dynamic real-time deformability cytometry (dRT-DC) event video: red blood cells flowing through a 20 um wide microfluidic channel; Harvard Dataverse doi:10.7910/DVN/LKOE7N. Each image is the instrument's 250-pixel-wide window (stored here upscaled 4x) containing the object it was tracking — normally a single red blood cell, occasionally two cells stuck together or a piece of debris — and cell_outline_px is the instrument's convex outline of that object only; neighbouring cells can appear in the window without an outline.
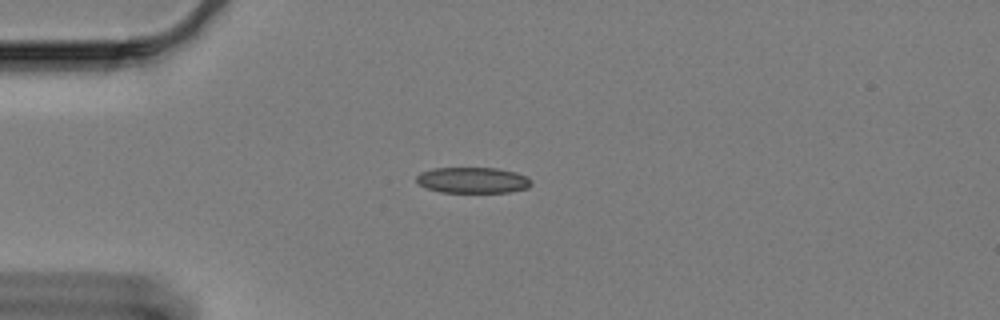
{"species": "Egyptian fruit bat (a non-hibernating species)", "species_latin": "Rousettus aegyptiacus", "temperature_condition": "cold", "stored_images_in_passage": 42, "camera_frame_rate_fps": 3000, "um_per_image_px": 0.085, "animal": {"sex": "female"}, "frame": {"image": 1, "passage_image": 1, "time_ms": 0.0, "image_size_px": [1000, 320], "cell_outline_px": [[532, 184], [528, 188], [508, 192], [440, 192], [428, 188], [420, 184], [416, 180], [416, 176], [420, 172], [432, 168], [496, 168], [516, 172], [528, 176], [532, 180]], "centroid_in_image_um": [40.21, 15.31], "position_along_channel_um": 44.8, "area_um2": 17.4}}
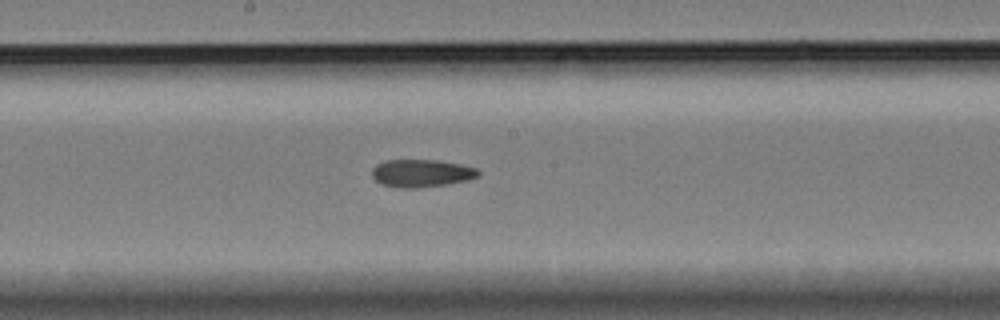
{"frame": {"image": 2, "passage_image": 18, "time_ms": 5.667, "image_size_px": [1000, 320], "cell_outline_px": [[480, 176], [468, 180], [444, 184], [416, 188], [404, 188], [384, 184], [376, 180], [372, 176], [372, 168], [376, 164], [384, 160], [436, 160], [460, 164], [476, 168], [480, 172]], "centroid_in_image_um": [35.83, 14.71], "position_along_channel_um": 212.4, "area_um2": 16.99}}
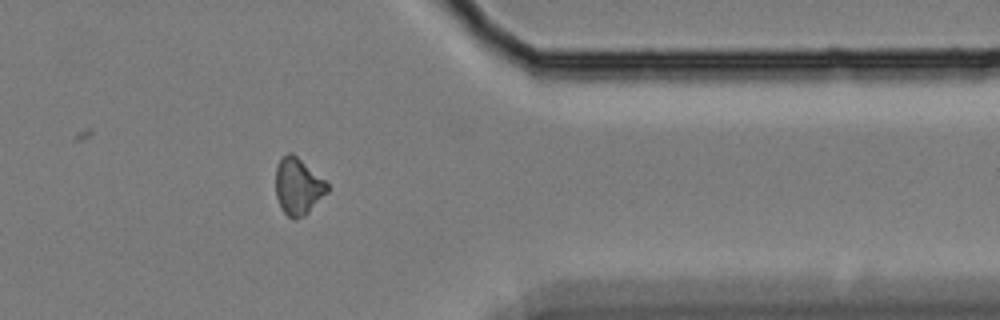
{"frame": {"image": 3, "passage_image": 35, "time_ms": 11.333, "image_size_px": [1000, 320], "cell_outline_px": [[328, 192], [304, 216], [296, 220], [292, 220], [280, 208], [276, 196], [276, 168], [280, 160], [288, 152], [292, 152], [324, 180], [328, 184]], "centroid_in_image_um": [25.32, 15.88], "position_along_channel_um": 386.1, "area_um2": 16.94}}